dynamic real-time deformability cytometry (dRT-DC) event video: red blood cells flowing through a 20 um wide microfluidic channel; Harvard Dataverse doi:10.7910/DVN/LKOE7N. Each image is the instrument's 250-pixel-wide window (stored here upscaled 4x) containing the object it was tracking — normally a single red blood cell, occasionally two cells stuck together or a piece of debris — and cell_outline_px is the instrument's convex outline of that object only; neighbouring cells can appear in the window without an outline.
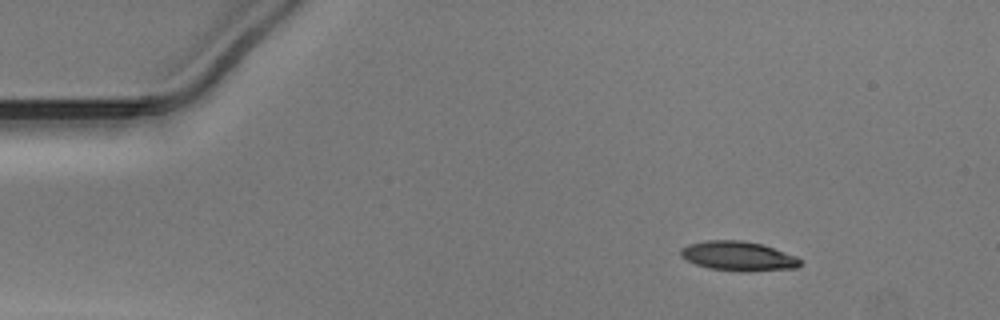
{"species": "Egyptian fruit bat (a non-hibernating species)", "species_latin": "Rousettus aegyptiacus", "temperature_condition": "warm", "stored_images_in_passage": 45, "camera_frame_rate_fps": 3000, "um_per_image_px": 0.085, "animal": {"sex": "male"}, "frame": {"image": 1, "passage_image": 1, "time_ms": 0.0, "image_size_px": [1000, 320], "cell_outline_px": [[800, 264], [796, 268], [708, 268], [696, 264], [680, 256], [680, 248], [688, 244], [708, 240], [740, 240], [760, 244], [796, 256], [800, 260]], "centroid_in_image_um": [62.65, 21.7], "position_along_channel_um": 22.4, "area_um2": 19.07}}
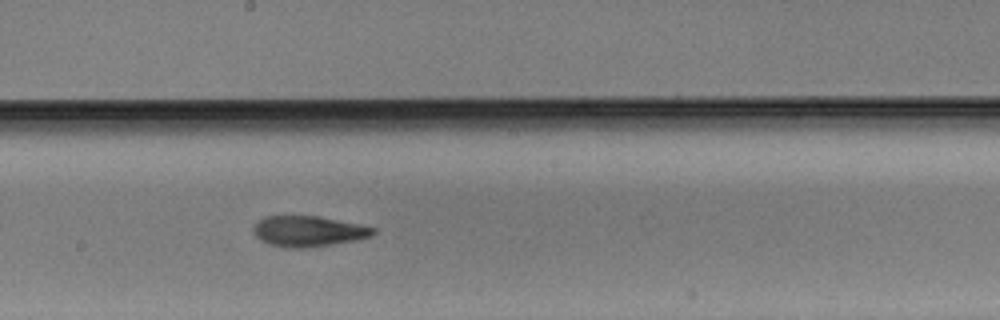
{"frame": {"image": 2, "passage_image": 22, "time_ms": 7.0, "image_size_px": [1000, 320], "cell_outline_px": [[376, 232], [372, 236], [360, 240], [308, 248], [284, 248], [268, 244], [260, 240], [252, 232], [252, 228], [264, 216], [320, 216], [376, 228]], "centroid_in_image_um": [26.22, 19.67], "position_along_channel_um": 222.0, "area_um2": 21.68}}
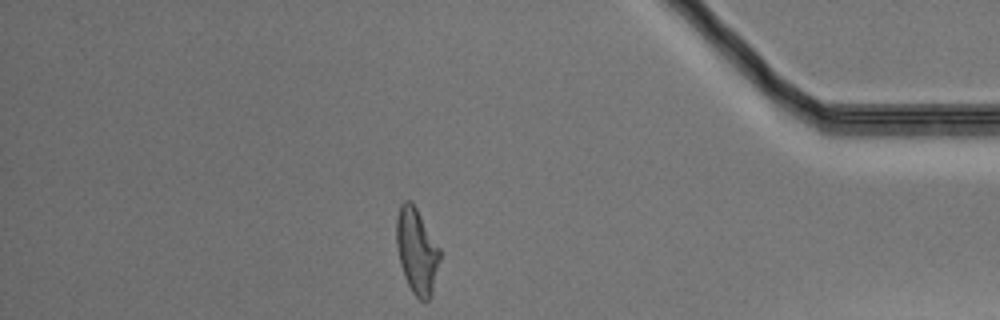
{"frame": {"image": 3, "passage_image": 38, "time_ms": 12.333, "image_size_px": [1000, 320], "cell_outline_px": [[440, 260], [432, 296], [428, 300], [420, 300], [412, 292], [404, 276], [400, 264], [396, 248], [396, 216], [400, 204], [404, 200], [412, 200], [440, 248]], "centroid_in_image_um": [35.42, 21.32], "position_along_channel_um": 399.8, "area_um2": 21.96}}